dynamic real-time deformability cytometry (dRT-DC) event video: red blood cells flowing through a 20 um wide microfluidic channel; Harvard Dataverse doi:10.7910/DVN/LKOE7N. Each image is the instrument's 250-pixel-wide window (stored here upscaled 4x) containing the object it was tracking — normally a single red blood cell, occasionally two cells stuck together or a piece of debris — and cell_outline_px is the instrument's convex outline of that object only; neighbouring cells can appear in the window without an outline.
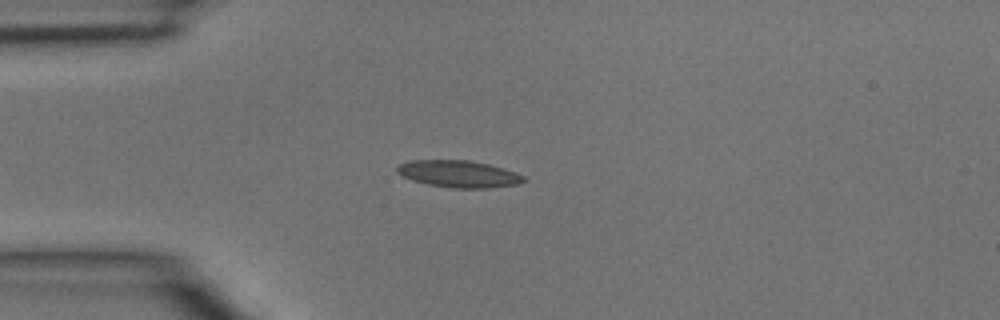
{"species": "common noctule bat (a hibernating species)", "species_latin": "Nyctalus noctula", "temperature_condition": "room temperature", "stored_images_in_passage": 2, "camera_frame_rate_fps": 3000, "um_per_image_px": 0.085, "animal": {"sex": "male", "body_mass_g": 15.6}, "frame": {"image": 1, "passage_image": 2, "time_ms": 0.333, "image_size_px": [1000, 320], "cell_outline_px": [[528, 180], [520, 184], [488, 188], [452, 188], [428, 184], [412, 180], [396, 172], [396, 168], [400, 164], [412, 160], [468, 160], [488, 164], [504, 168], [516, 172], [524, 176]], "centroid_in_image_um": [39.04, 14.79], "position_along_channel_um": 46.0, "area_um2": 19.94}}